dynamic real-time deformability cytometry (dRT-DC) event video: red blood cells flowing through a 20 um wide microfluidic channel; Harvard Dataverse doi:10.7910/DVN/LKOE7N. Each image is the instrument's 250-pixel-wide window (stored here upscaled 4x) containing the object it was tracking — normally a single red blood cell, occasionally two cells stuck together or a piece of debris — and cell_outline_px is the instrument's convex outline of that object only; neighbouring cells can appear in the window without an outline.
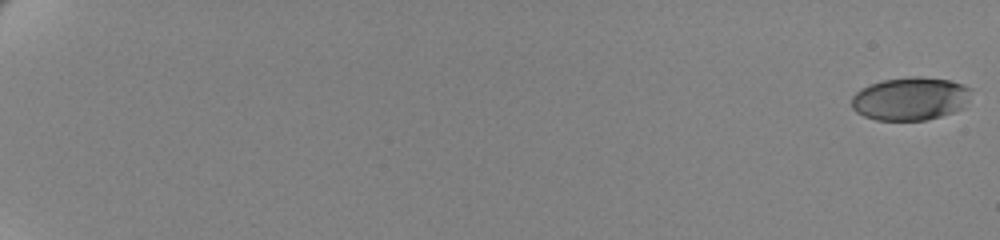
{"species": "human", "species_latin": "Homo sapiens", "temperature_condition": "cold", "stored_images_in_passage": 63, "camera_frame_rate_fps": 3000, "um_per_image_px": 0.085, "donor": {"sex": "female"}, "frame": {"image": 1, "passage_image": 1, "time_ms": 0.0, "image_size_px": [1000, 240], "cell_outline_px": [[972, 88], [964, 108], [928, 120], [876, 120], [864, 116], [856, 112], [852, 108], [852, 96], [856, 92], [872, 84], [884, 80], [912, 76], [920, 76], [948, 80]], "centroid_in_image_um": [77.38, 8.4], "position_along_channel_um": 7.6, "area_um2": 29.88}}
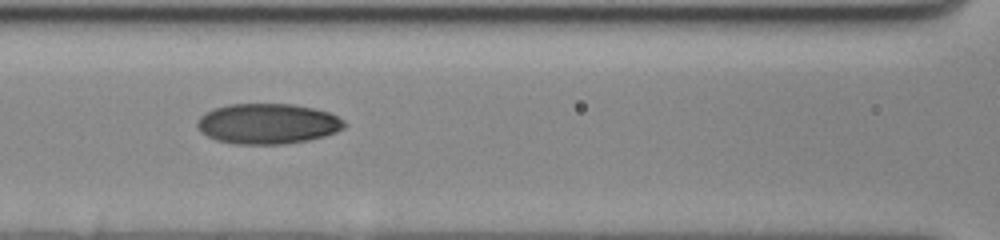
{"frame": {"image": 2, "passage_image": 33, "time_ms": 10.667, "image_size_px": [1000, 240], "cell_outline_px": [[348, 124], [344, 128], [336, 132], [324, 136], [308, 140], [284, 144], [236, 144], [216, 140], [200, 132], [196, 124], [196, 120], [200, 116], [216, 108], [228, 104], [292, 104], [316, 108], [328, 112], [344, 120]], "centroid_in_image_um": [22.77, 10.52], "position_along_channel_um": 143.8, "area_um2": 34.74}}
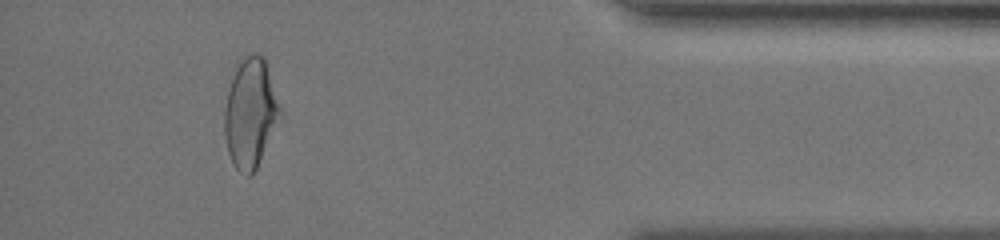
{"frame": {"image": 3, "passage_image": 59, "time_ms": 19.333, "image_size_px": [1000, 240], "cell_outline_px": [[280, 116], [256, 168], [252, 176], [248, 176], [240, 172], [236, 168], [228, 152], [224, 136], [224, 108], [236, 60], [244, 52], [256, 52], [264, 56], [280, 108]], "centroid_in_image_um": [21.24, 9.52], "position_along_channel_um": 414.0, "area_um2": 35.43}, "authors_computed_cell_mechanics": {"area_um2": 33.3506, "velocity_mm_per_s": 3.4758, "shape_relaxation_time_tau1_ms": 7.1454, "shape_relaxation_time_tau2_ms": 2.1196, "deformation_change_tau1": 0.1774, "deformation_change_tau2": 0.0675}}